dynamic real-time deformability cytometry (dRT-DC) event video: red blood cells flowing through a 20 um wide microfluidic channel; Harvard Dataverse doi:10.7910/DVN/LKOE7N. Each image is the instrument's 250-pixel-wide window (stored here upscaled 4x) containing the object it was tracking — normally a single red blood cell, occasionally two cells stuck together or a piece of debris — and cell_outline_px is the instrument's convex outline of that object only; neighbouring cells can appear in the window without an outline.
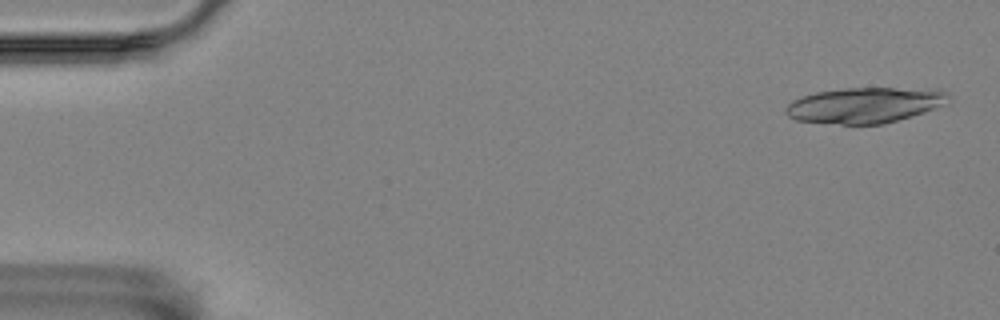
{"species": "Egyptian fruit bat (a non-hibernating species)", "species_latin": "Rousettus aegyptiacus", "temperature_condition": "room temperature", "stored_images_in_passage": 6, "camera_frame_rate_fps": 3000, "um_per_image_px": 0.085, "animal": {"sex": "female"}, "frame": {"image": 1, "passage_image": 1, "time_ms": 0.0, "image_size_px": [1000, 320], "cell_outline_px": [[948, 104], [912, 116], [884, 124], [840, 124], [796, 120], [788, 116], [784, 112], [784, 108], [792, 100], [816, 92], [844, 88], [940, 88], [948, 92]], "centroid_in_image_um": [73.56, 8.93], "position_along_channel_um": 11.4, "area_um2": 34.1}}